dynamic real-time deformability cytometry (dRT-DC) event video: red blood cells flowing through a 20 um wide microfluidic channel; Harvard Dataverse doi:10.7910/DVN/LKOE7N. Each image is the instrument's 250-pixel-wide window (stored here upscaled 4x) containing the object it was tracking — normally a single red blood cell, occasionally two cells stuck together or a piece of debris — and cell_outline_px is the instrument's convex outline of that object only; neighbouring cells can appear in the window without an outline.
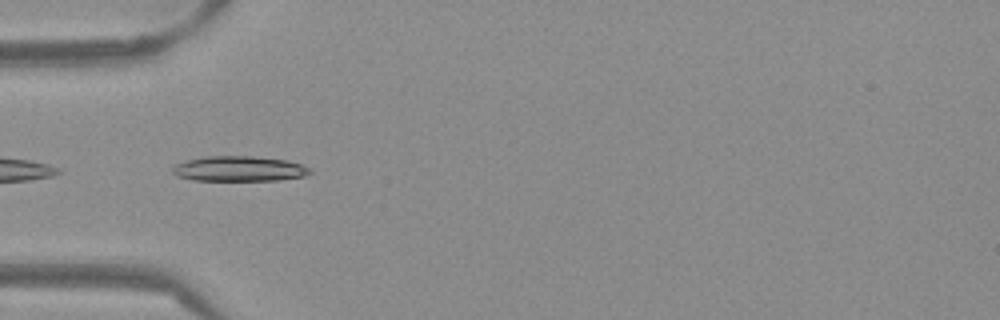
{"species": "Egyptian fruit bat (a non-hibernating species)", "species_latin": "Rousettus aegyptiacus", "temperature_condition": "warm", "stored_images_in_passage": 37, "camera_frame_rate_fps": 3000, "um_per_image_px": 0.085, "frame": {"image": 1, "passage_image": 1, "time_ms": 0.0, "image_size_px": [1000, 320], "cell_outline_px": [[312, 172], [304, 176], [276, 180], [192, 180], [176, 176], [172, 172], [172, 168], [176, 164], [184, 160], [204, 156], [252, 156], [288, 160], [300, 164], [308, 168]], "centroid_in_image_um": [20.27, 14.33], "position_along_channel_um": 64.7, "area_um2": 20.17}}
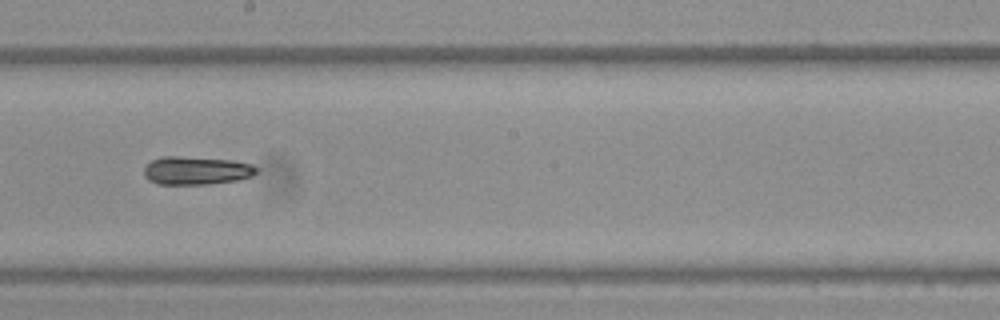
{"frame": {"image": 2, "passage_image": 14, "time_ms": 4.333, "image_size_px": [1000, 320], "cell_outline_px": [[260, 168], [252, 176], [240, 180], [208, 184], [156, 184], [148, 180], [144, 176], [144, 168], [152, 160], [164, 156], [176, 156], [232, 160], [252, 164]], "centroid_in_image_um": [16.71, 14.5], "position_along_channel_um": 231.5, "area_um2": 18.61}}
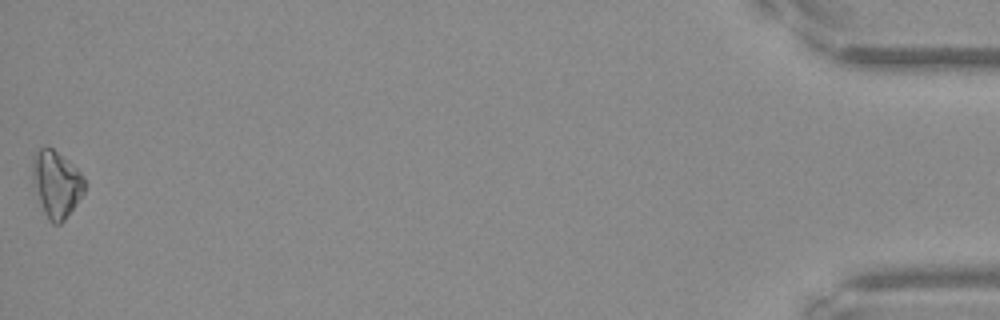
{"frame": {"image": 3, "passage_image": 37, "time_ms": 12.0, "image_size_px": [1000, 320], "cell_outline_px": [[84, 192], [64, 220], [60, 224], [52, 224], [48, 220], [44, 212], [32, 176], [32, 160], [36, 152], [40, 148], [48, 144], [68, 160], [84, 176]], "centroid_in_image_um": [4.79, 15.6], "position_along_channel_um": 430.4, "area_um2": 19.94}, "authors_computed_cell_mechanics": {"area_um2": 18.4382, "velocity_mm_per_s": 3.8567, "shape_relaxation_time_tau1_ms": 6.0047, "shape_relaxation_time_tau2_ms": null, "deformation_change_tau1": 0.1764, "deformation_change_tau2": null}}